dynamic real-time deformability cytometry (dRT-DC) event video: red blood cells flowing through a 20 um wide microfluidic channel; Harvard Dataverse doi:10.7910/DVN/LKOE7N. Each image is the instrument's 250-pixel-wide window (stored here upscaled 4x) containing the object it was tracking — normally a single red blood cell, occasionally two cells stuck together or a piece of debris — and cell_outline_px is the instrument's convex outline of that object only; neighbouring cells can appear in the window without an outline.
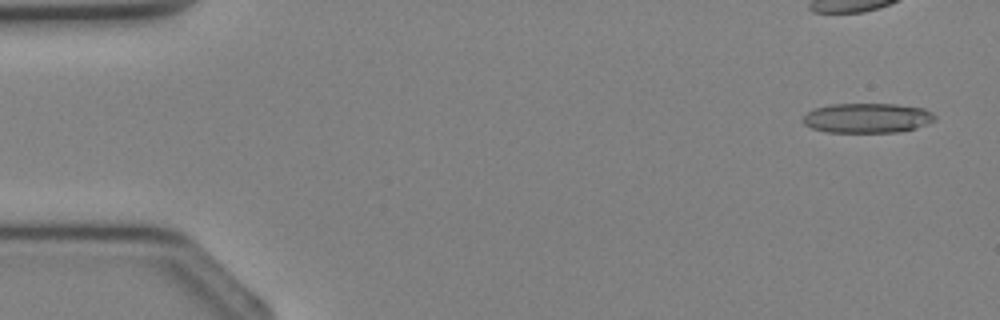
{"species": "Egyptian fruit bat (a non-hibernating species)", "species_latin": "Rousettus aegyptiacus", "temperature_condition": "cold", "stored_images_in_passage": 19, "camera_frame_rate_fps": 3000, "um_per_image_px": 0.085, "animal": {"sex": "female"}, "frame": {"image": 1, "passage_image": 1, "time_ms": 0.0, "image_size_px": [1000, 320], "cell_outline_px": [[936, 120], [928, 124], [916, 128], [900, 132], [828, 132], [812, 128], [804, 124], [804, 116], [808, 112], [816, 108], [828, 104], [896, 104], [924, 108], [932, 112], [936, 116]], "centroid_in_image_um": [73.77, 10.03], "position_along_channel_um": 11.2, "area_um2": 22.95}}